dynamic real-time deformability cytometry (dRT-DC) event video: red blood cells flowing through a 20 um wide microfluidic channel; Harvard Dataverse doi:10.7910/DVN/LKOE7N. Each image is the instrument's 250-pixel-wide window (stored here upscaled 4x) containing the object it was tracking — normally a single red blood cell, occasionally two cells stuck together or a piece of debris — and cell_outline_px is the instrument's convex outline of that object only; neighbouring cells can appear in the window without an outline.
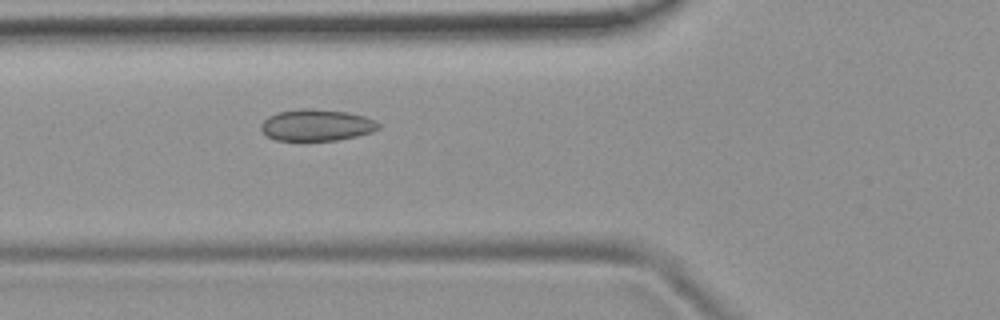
{"species": "common noctule bat (a hibernating species)", "species_latin": "Nyctalus noctula", "temperature_condition": "room temperature", "stored_images_in_passage": 6, "camera_frame_rate_fps": 3000, "um_per_image_px": 0.085, "animal": {"sex": "female", "body_mass_g": 19.9}, "frame": {"image": 1, "passage_image": 6, "time_ms": 1.667, "image_size_px": [1000, 320], "cell_outline_px": [[380, 128], [372, 132], [356, 136], [336, 140], [276, 140], [268, 136], [260, 128], [260, 124], [268, 116], [276, 112], [300, 108], [312, 108], [348, 112], [364, 116], [376, 120], [380, 124]], "centroid_in_image_um": [26.91, 10.62], "position_along_channel_um": 98.9, "area_um2": 21.73}}